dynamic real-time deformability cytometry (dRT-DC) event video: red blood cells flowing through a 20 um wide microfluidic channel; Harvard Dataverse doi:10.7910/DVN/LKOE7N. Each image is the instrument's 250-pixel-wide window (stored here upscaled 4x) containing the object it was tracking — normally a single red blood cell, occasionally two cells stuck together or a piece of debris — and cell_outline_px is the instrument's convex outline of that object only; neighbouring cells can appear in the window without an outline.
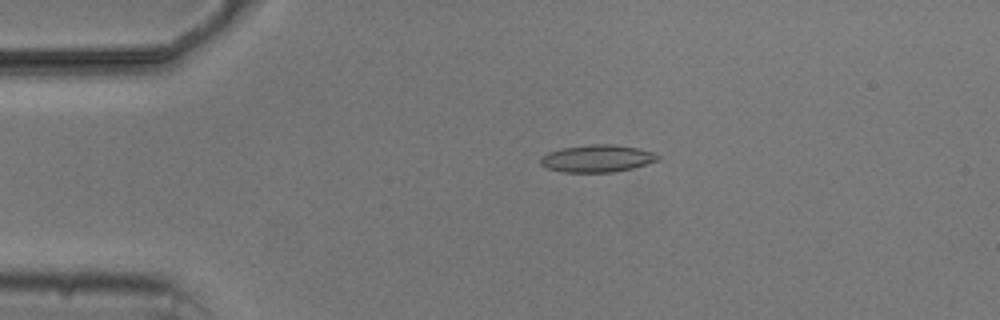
{"species": "common noctule bat (a hibernating species)", "species_latin": "Nyctalus noctula", "temperature_condition": "cold", "stored_images_in_passage": 2, "camera_frame_rate_fps": 3000, "um_per_image_px": 0.085, "animal": {"sex": "male", "body_mass_g": 20.5, "forearm_length_mm": 52.5}, "frame": {"image": 1, "passage_image": 1, "time_ms": 0.0, "image_size_px": [1000, 320], "cell_outline_px": [[660, 160], [632, 168], [612, 172], [564, 172], [548, 168], [540, 164], [540, 160], [548, 152], [560, 148], [592, 144], [612, 144], [640, 148], [652, 152], [660, 156]], "centroid_in_image_um": [50.78, 13.46], "position_along_channel_um": 34.2, "area_um2": 18.61}}